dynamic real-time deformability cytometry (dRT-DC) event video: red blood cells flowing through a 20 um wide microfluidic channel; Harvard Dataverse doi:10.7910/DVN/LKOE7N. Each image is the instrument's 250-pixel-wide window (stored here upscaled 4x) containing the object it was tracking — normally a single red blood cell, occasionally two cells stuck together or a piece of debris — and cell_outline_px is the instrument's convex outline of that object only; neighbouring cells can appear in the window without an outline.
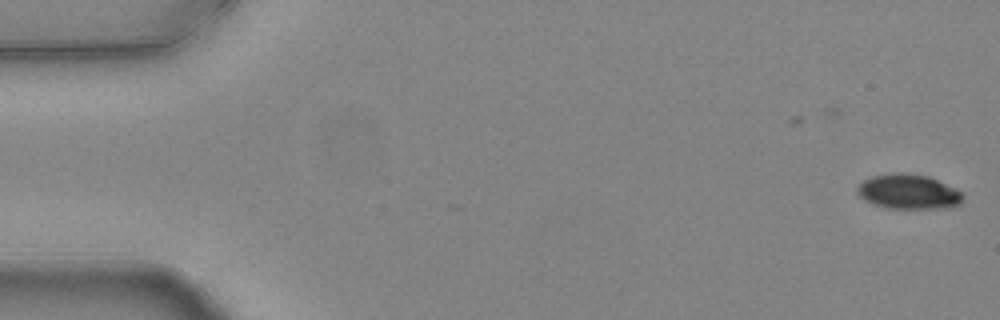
{"species": "common noctule bat (a hibernating species)", "species_latin": "Nyctalus noctula", "temperature_condition": "warm", "stored_images_in_passage": 37, "camera_frame_rate_fps": 3000, "um_per_image_px": 0.085, "animal": {"sex": "female", "body_mass_g": 24.6, "forearm_length_mm": 56.2}, "frame": {"image": 1, "passage_image": 1, "time_ms": 0.0, "image_size_px": [1000, 320], "cell_outline_px": [[964, 200], [960, 204], [948, 208], [888, 208], [872, 204], [864, 200], [856, 192], [856, 188], [864, 180], [872, 176], [892, 172], [900, 172], [928, 176], [956, 188], [964, 192]], "centroid_in_image_um": [77.24, 16.29], "position_along_channel_um": 7.8, "area_um2": 21.68}}
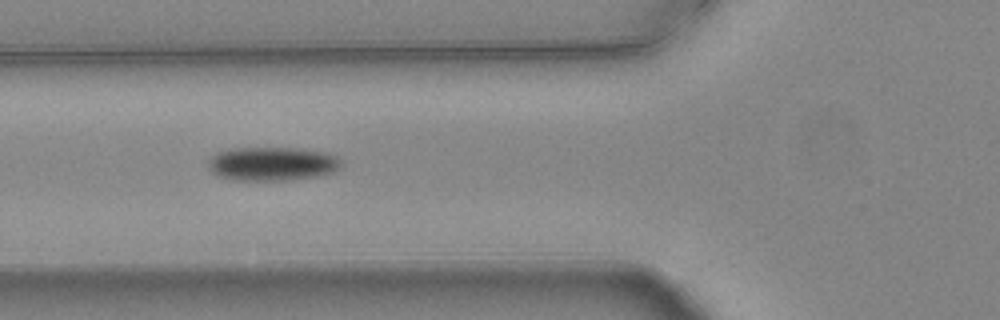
{"frame": {"image": 2, "passage_image": 20, "time_ms": 6.333, "image_size_px": [1000, 320], "cell_outline_px": [[344, 164], [340, 168], [332, 172], [320, 176], [292, 180], [232, 180], [216, 176], [208, 168], [208, 160], [216, 152], [232, 148], [296, 148], [328, 152], [336, 156]], "centroid_in_image_um": [23.14, 13.93], "position_along_channel_um": 102.7, "area_um2": 26.65}}
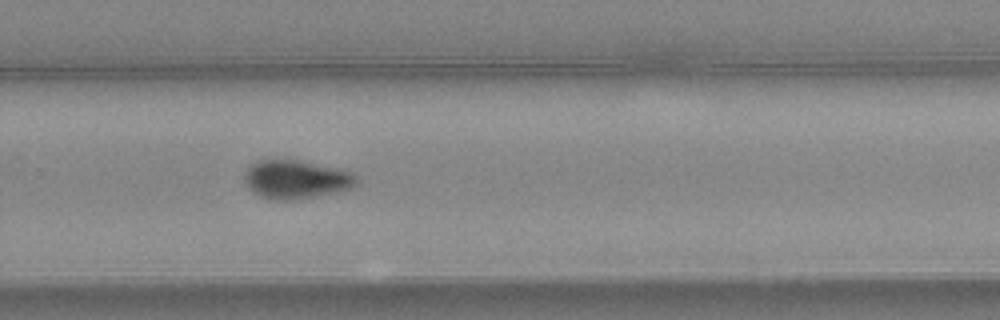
{"frame": {"image": 3, "passage_image": 36, "time_ms": 11.667, "image_size_px": [1000, 320], "cell_outline_px": [[356, 184], [352, 188], [316, 196], [296, 200], [268, 200], [252, 192], [244, 184], [244, 172], [256, 160], [300, 160], [340, 168], [352, 172], [356, 176]], "centroid_in_image_um": [25.13, 15.25], "position_along_channel_um": 304.7, "area_um2": 25.49}, "authors_computed_cell_mechanics": {"area_um2": 25.4898, "velocity_mm_per_s": 3.775, "shape_relaxation_time_tau1_ms": 2.5867, "shape_relaxation_time_tau2_ms": null, "deformation_change_tau1": 0.1479, "deformation_change_tau2": null}}